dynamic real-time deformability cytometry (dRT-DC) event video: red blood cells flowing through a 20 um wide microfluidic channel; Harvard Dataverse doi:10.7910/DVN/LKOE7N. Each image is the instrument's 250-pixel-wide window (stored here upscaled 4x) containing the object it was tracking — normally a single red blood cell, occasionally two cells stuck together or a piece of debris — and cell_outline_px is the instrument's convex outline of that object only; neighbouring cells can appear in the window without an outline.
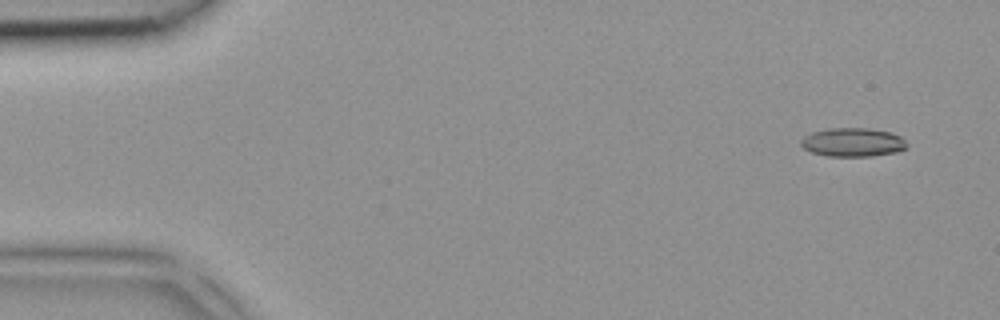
{"species": "common noctule bat (a hibernating species)", "species_latin": "Nyctalus noctula", "temperature_condition": "room temperature", "stored_images_in_passage": 3, "camera_frame_rate_fps": 3000, "um_per_image_px": 0.085, "animal": {"sex": "female", "body_mass_g": 18.4}, "frame": {"image": 1, "passage_image": 1, "time_ms": 0.0, "image_size_px": [1000, 320], "cell_outline_px": [[908, 148], [896, 152], [872, 156], [828, 156], [812, 152], [804, 148], [800, 144], [800, 140], [804, 136], [812, 132], [828, 128], [868, 128], [892, 132], [900, 136], [904, 140]], "centroid_in_image_um": [72.49, 12.09], "position_along_channel_um": 12.5, "area_um2": 17.8}}
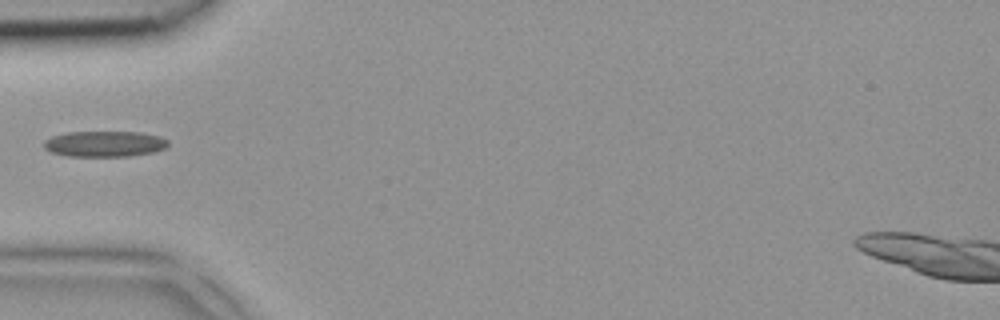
{"frame": {"image": 2, "passage_image": 3, "time_ms": 0.667, "image_size_px": [1000, 320], "cell_outline_px": [[168, 144], [164, 148], [152, 152], [128, 156], [68, 156], [52, 152], [44, 148], [44, 140], [52, 136], [68, 132], [140, 132], [160, 136], [168, 140]], "centroid_in_image_um": [8.88, 12.22], "position_along_channel_um": 76.1, "area_um2": 18.55}}